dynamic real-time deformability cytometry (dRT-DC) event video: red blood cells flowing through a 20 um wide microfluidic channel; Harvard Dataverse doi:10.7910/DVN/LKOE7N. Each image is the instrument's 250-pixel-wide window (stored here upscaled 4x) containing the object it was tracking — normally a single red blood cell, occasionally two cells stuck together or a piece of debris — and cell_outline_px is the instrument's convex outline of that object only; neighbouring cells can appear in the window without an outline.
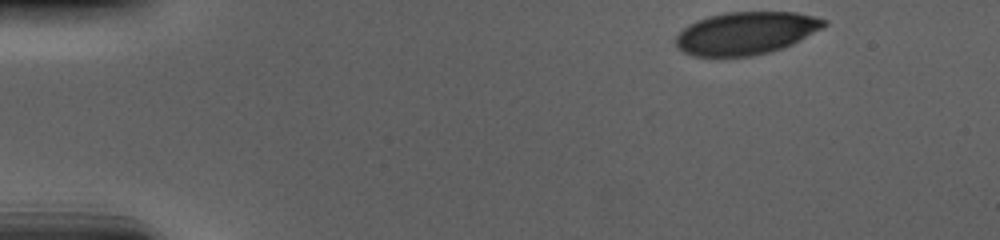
{"species": "human", "species_latin": "Homo sapiens", "temperature_condition": "cold", "stored_images_in_passage": 43, "camera_frame_rate_fps": 3000, "um_per_image_px": 0.085, "donor": {"sex": "male"}, "frame": {"image": 1, "passage_image": 1, "time_ms": 0.0, "image_size_px": [1000, 240], "cell_outline_px": [[828, 24], [824, 28], [784, 48], [752, 56], [692, 56], [676, 48], [676, 36], [688, 24], [696, 20], [708, 16], [728, 12], [796, 12], [816, 16], [828, 20]], "centroid_in_image_um": [63.43, 2.81], "position_along_channel_um": 21.6, "area_um2": 37.11}}
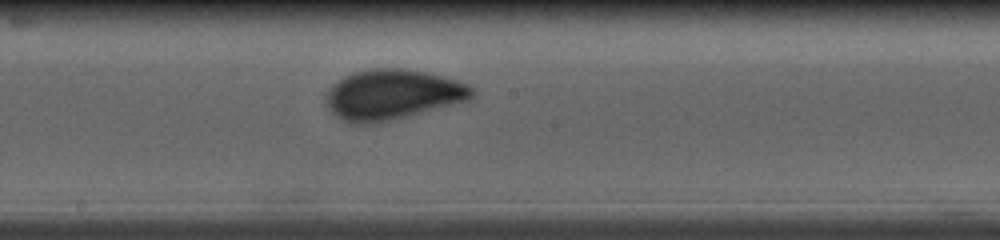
{"frame": {"image": 2, "passage_image": 25, "time_ms": 8.0, "image_size_px": [1000, 240], "cell_outline_px": [[476, 96], [468, 100], [380, 124], [352, 124], [336, 116], [328, 108], [328, 88], [336, 80], [352, 72], [372, 68], [400, 68], [424, 72], [456, 80], [468, 84], [476, 88]], "centroid_in_image_um": [33.38, 8.05], "position_along_channel_um": 214.8, "area_um2": 43.0}}
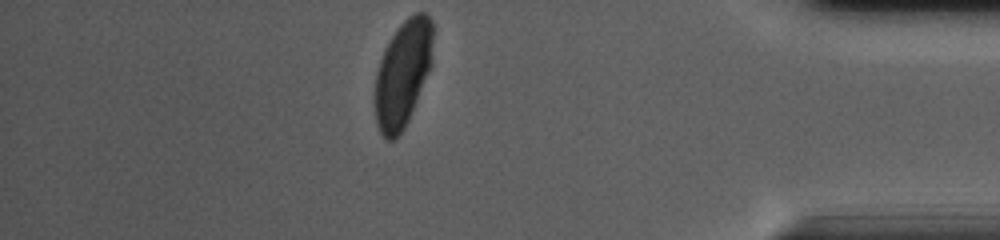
{"frame": {"image": 3, "passage_image": 43, "time_ms": 14.0, "image_size_px": [1000, 240], "cell_outline_px": [[432, 68], [408, 120], [404, 128], [396, 140], [384, 140], [376, 124], [372, 100], [372, 96], [376, 72], [384, 48], [396, 28], [408, 16], [416, 12], [424, 12], [432, 20]], "centroid_in_image_um": [34.2, 6.3], "position_along_channel_um": 401.0, "area_um2": 37.11}, "authors_computed_cell_mechanics": {"area_um2": 39.9976, "velocity_mm_per_s": 3.691, "shape_relaxation_time_tau1_ms": 4.0192, "shape_relaxation_time_tau2_ms": null, "deformation_change_tau1": 0.1334, "deformation_change_tau2": null}}